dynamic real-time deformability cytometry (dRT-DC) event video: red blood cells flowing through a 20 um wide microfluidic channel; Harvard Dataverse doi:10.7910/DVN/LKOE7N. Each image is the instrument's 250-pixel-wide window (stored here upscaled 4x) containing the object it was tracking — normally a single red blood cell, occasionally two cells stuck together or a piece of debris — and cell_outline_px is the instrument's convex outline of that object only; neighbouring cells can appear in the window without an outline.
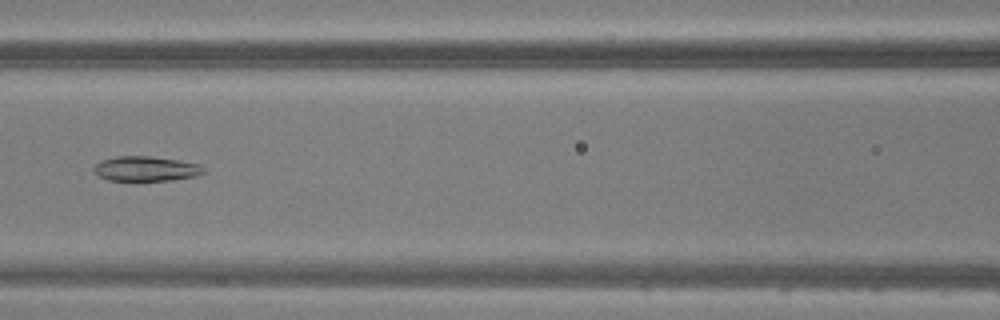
{"species": "common noctule bat (a hibernating species)", "species_latin": "Nyctalus noctula", "temperature_condition": "warm", "stored_images_in_passage": 32, "camera_frame_rate_fps": 3000, "um_per_image_px": 0.085, "animal": {"sex": "male", "body_mass_g": 20.5, "forearm_length_mm": 52.5}, "frame": {"image": 1, "passage_image": 7, "time_ms": 2.0, "image_size_px": [1000, 320], "cell_outline_px": [[204, 172], [196, 176], [172, 180], [108, 180], [100, 176], [92, 168], [100, 160], [116, 156], [148, 156], [176, 160], [200, 164], [204, 168]], "centroid_in_image_um": [12.39, 14.33], "position_along_channel_um": 154.2, "area_um2": 15.72}}
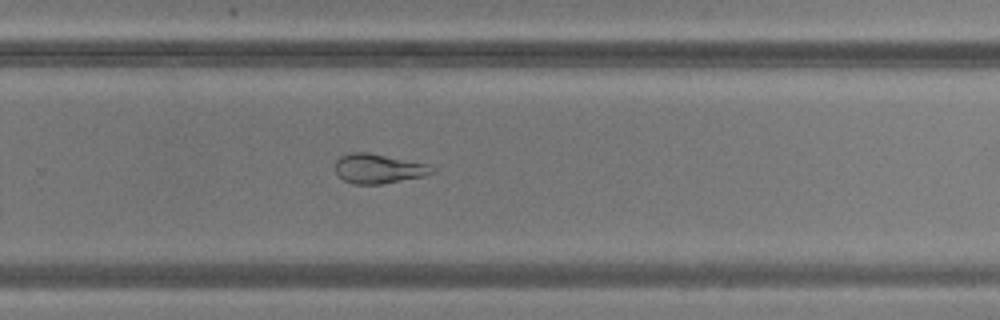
{"frame": {"image": 2, "passage_image": 17, "time_ms": 5.333, "image_size_px": [1000, 320], "cell_outline_px": [[436, 172], [424, 176], [380, 184], [352, 184], [344, 180], [336, 172], [336, 160], [340, 156], [348, 152], [364, 152], [428, 164], [436, 168]], "centroid_in_image_um": [32.18, 14.34], "position_along_channel_um": 297.6, "area_um2": 16.53}}
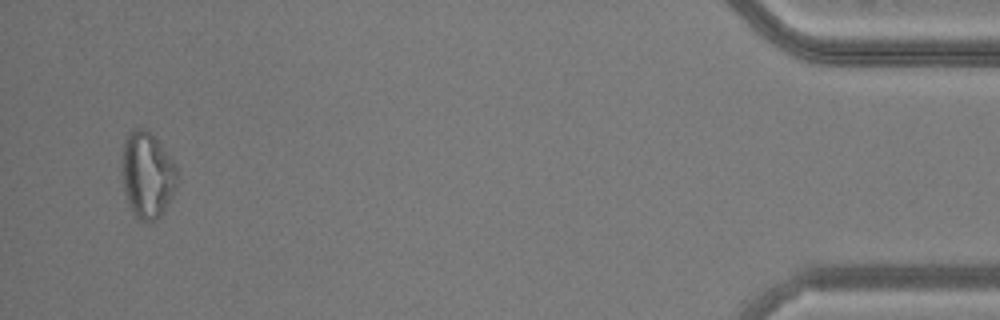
{"frame": {"image": 3, "passage_image": 31, "time_ms": 10.0, "image_size_px": [1000, 320], "cell_outline_px": [[180, 176], [176, 188], [160, 216], [156, 220], [148, 224], [140, 220], [132, 212], [128, 204], [124, 192], [120, 168], [120, 164], [124, 140], [128, 132], [132, 128], [144, 128], [156, 140], [176, 164]], "centroid_in_image_um": [12.49, 14.89], "position_along_channel_um": 422.7, "area_um2": 28.32}}